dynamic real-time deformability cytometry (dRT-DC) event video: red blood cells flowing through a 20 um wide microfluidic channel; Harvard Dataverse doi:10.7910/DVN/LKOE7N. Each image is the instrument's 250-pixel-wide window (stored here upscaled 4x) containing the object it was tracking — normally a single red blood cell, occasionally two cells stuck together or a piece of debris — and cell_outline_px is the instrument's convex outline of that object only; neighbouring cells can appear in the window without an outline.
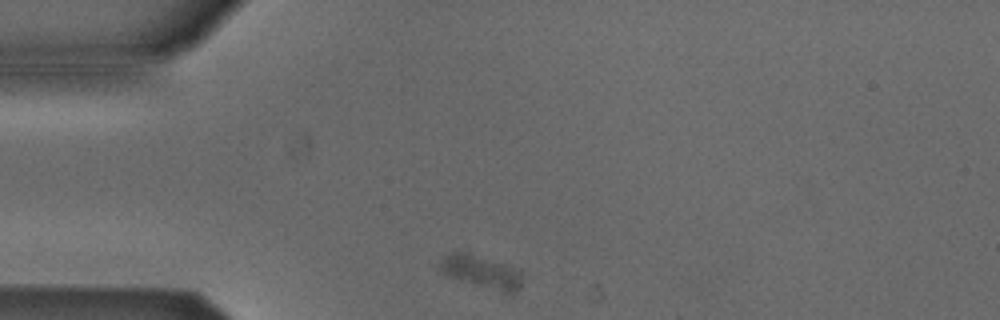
{"species": "Egyptian fruit bat (a non-hibernating species)", "species_latin": "Rousettus aegyptiacus", "temperature_condition": "cold", "stored_images_in_passage": 43, "camera_frame_rate_fps": 3000, "um_per_image_px": 0.085, "animal": {"sex": "male"}, "frame": {"image": 1, "passage_image": 1, "time_ms": 0.0, "image_size_px": [1000, 320], "cell_outline_px": [[520, 288], [516, 292], [504, 292], [460, 280], [448, 276], [436, 264], [444, 256], [452, 252], [460, 252], [504, 264], [520, 272]], "centroid_in_image_um": [40.85, 23.11], "position_along_channel_um": 44.1, "area_um2": 14.85}}
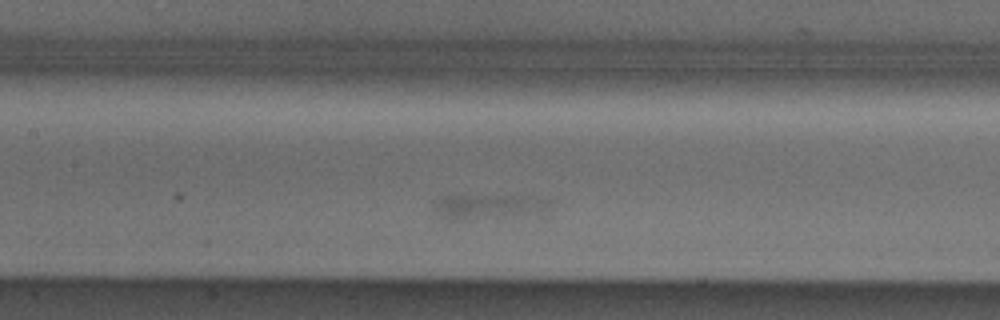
{"frame": {"image": 2, "passage_image": 13, "time_ms": 4.0, "image_size_px": [1000, 320], "cell_outline_px": [[552, 200], [548, 204], [536, 212], [460, 220], [452, 220], [440, 216], [436, 208], [436, 204], [440, 196], [528, 196]], "centroid_in_image_um": [41.41, 17.53], "position_along_channel_um": 166.0, "area_um2": 15.49}}
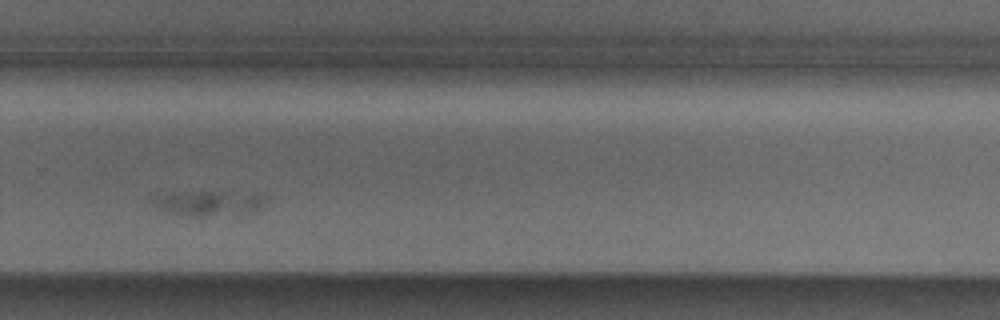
{"frame": {"image": 3, "passage_image": 25, "time_ms": 8.0, "image_size_px": [1000, 320], "cell_outline_px": [[268, 200], [256, 212], [204, 216], [192, 216], [156, 208], [148, 200], [152, 196], [172, 192], [260, 192]], "centroid_in_image_um": [17.79, 17.24], "position_along_channel_um": 312.0, "area_um2": 16.76}}